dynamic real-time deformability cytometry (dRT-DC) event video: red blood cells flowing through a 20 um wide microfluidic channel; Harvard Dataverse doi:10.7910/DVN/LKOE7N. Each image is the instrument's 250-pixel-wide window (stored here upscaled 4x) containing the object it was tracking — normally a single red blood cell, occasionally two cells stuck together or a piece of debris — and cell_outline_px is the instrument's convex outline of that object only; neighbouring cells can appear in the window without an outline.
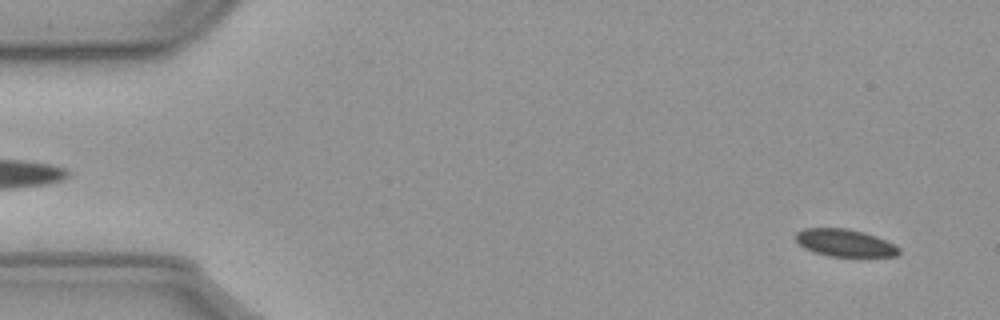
{"species": "common noctule bat (a hibernating species)", "species_latin": "Nyctalus noctula", "temperature_condition": "cold", "stored_images_in_passage": 56, "camera_frame_rate_fps": 3000, "um_per_image_px": 0.085, "animal": {"sex": "male", "body_mass_g": 23.1, "forearm_length_mm": 52.7}, "frame": {"image": 1, "passage_image": 3, "time_ms": 0.667, "image_size_px": [1000, 320], "cell_outline_px": [[900, 252], [896, 256], [828, 256], [804, 248], [796, 240], [796, 232], [804, 228], [848, 228], [864, 232], [876, 236], [896, 244], [900, 248]], "centroid_in_image_um": [71.84, 20.63], "position_along_channel_um": 13.2, "area_um2": 16.47}}
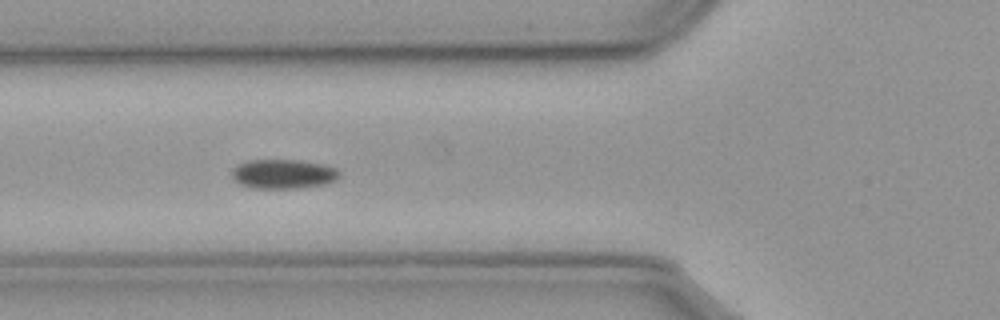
{"frame": {"image": 2, "passage_image": 20, "time_ms": 6.333, "image_size_px": [1000, 320], "cell_outline_px": [[340, 176], [336, 180], [328, 184], [304, 188], [252, 188], [240, 184], [232, 176], [232, 168], [248, 160], [296, 160], [324, 164], [336, 168], [340, 172]], "centroid_in_image_um": [24.13, 14.8], "position_along_channel_um": 101.7, "area_um2": 18.55}}
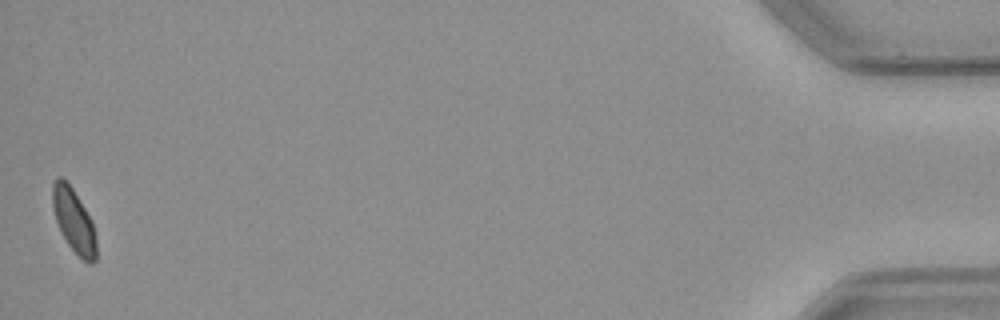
{"frame": {"image": 3, "passage_image": 56, "time_ms": 18.333, "image_size_px": [1000, 320], "cell_outline_px": [[96, 260], [92, 264], [88, 264], [68, 244], [60, 232], [52, 208], [52, 184], [56, 176], [60, 176], [72, 188], [84, 208], [92, 224], [96, 240]], "centroid_in_image_um": [6.24, 18.76], "position_along_channel_um": 429.0, "area_um2": 15.95}, "authors_computed_cell_mechanics": {"area_um2": 17.7446, "velocity_mm_per_s": 3.5788, "shape_relaxation_time_tau1_ms": 4.7767, "shape_relaxation_time_tau2_ms": null, "deformation_change_tau1": 0.0556, "deformation_change_tau2": null}}